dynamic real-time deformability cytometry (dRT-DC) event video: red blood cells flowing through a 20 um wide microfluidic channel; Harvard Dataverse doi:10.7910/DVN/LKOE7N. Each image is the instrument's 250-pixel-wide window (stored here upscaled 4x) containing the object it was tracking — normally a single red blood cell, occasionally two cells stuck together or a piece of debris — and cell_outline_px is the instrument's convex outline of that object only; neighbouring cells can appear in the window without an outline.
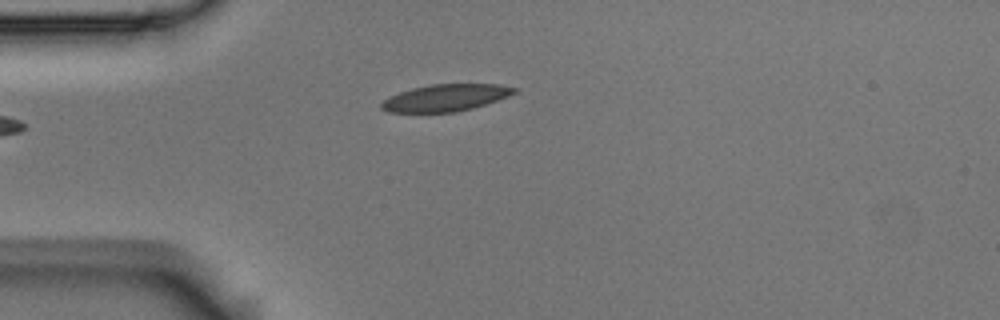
{"species": "Egyptian fruit bat (a non-hibernating species)", "species_latin": "Rousettus aegyptiacus", "temperature_condition": "room temperature", "stored_images_in_passage": 5, "camera_frame_rate_fps": 3000, "um_per_image_px": 0.085, "animal": {"sex": "male"}, "frame": {"image": 1, "passage_image": 5, "time_ms": 1.333, "image_size_px": [1000, 320], "cell_outline_px": [[520, 92], [472, 108], [452, 112], [388, 112], [380, 108], [380, 104], [388, 96], [412, 88], [432, 84], [500, 84], [520, 88]], "centroid_in_image_um": [37.9, 8.29], "position_along_channel_um": 47.1, "area_um2": 20.87}}